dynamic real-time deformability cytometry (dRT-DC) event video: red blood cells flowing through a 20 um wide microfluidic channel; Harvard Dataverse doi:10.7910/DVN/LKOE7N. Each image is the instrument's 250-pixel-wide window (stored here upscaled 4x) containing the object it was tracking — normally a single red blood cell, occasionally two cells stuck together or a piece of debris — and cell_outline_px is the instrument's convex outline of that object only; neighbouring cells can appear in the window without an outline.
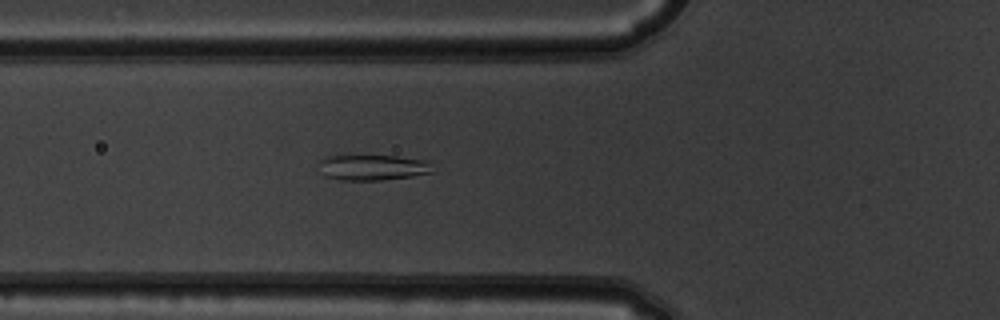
{"species": "common noctule bat (a hibernating species)", "species_latin": "Nyctalus noctula", "temperature_condition": "warm", "stored_images_in_passage": 46, "camera_frame_rate_fps": 3000, "um_per_image_px": 0.085, "animal": {"sex": "male", "body_mass_g": 19.5, "forearm_length_mm": 54.6}, "frame": {"image": 1, "passage_image": 13, "time_ms": 4.0, "image_size_px": [1000, 320], "cell_outline_px": [[436, 172], [412, 176], [380, 180], [340, 180], [324, 176], [320, 160], [324, 156], [396, 156], [428, 160]], "centroid_in_image_um": [31.75, 14.23], "position_along_channel_um": 94.1, "area_um2": 16.94}}
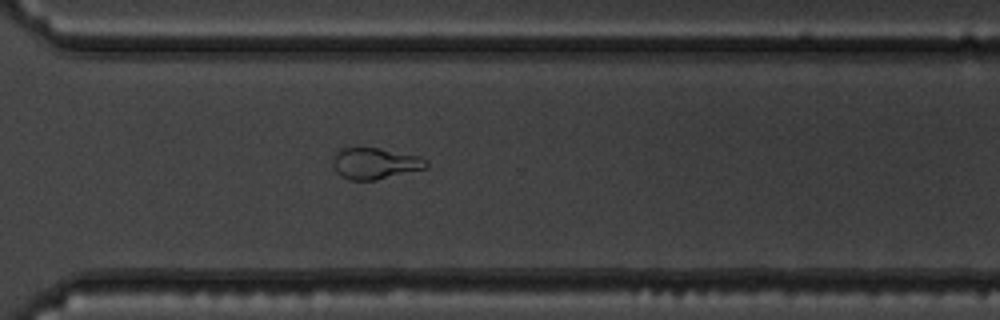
{"frame": {"image": 2, "passage_image": 32, "time_ms": 10.333, "image_size_px": [1000, 320], "cell_outline_px": [[428, 168], [376, 180], [348, 180], [340, 176], [336, 172], [332, 164], [332, 156], [336, 152], [344, 148], [380, 148], [420, 156], [428, 164]], "centroid_in_image_um": [31.85, 13.9], "position_along_channel_um": 338.7, "area_um2": 17.17}}
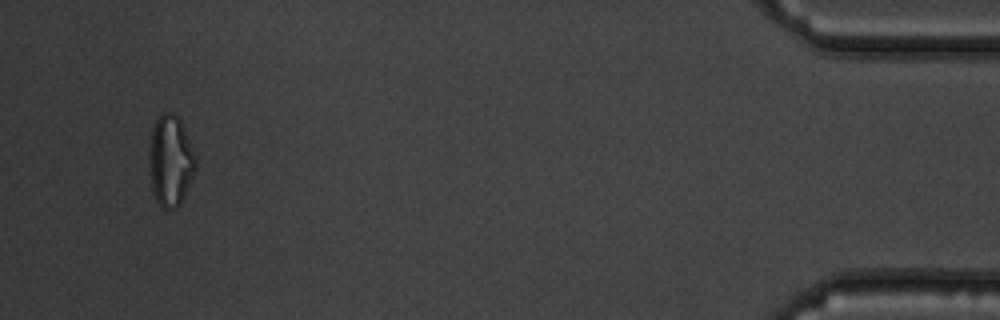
{"frame": {"image": 3, "passage_image": 44, "time_ms": 14.333, "image_size_px": [1000, 320], "cell_outline_px": [[196, 168], [180, 204], [176, 208], [160, 208], [152, 192], [148, 160], [148, 156], [152, 128], [156, 116], [164, 112], [172, 112], [180, 120], [184, 128], [196, 156]], "centroid_in_image_um": [14.46, 13.65], "position_along_channel_um": 420.7, "area_um2": 24.85}}